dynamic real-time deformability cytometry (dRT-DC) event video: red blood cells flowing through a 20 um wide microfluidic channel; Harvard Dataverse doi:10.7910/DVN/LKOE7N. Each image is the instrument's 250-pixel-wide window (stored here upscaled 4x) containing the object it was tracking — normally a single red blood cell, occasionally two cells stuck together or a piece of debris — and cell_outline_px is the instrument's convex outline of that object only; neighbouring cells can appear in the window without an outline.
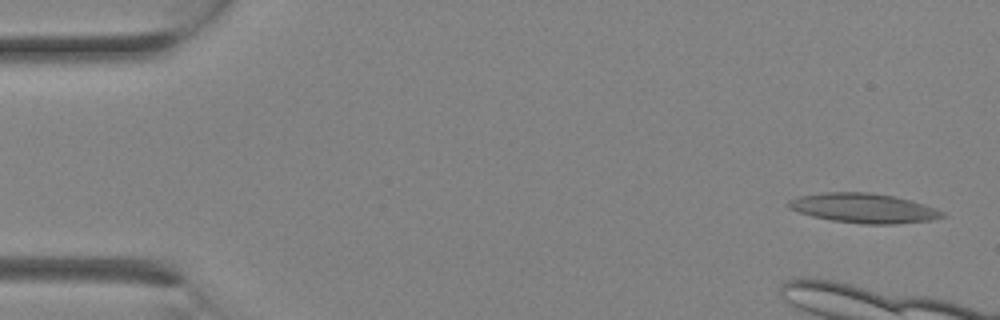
{"species": "Egyptian fruit bat (a non-hibernating species)", "species_latin": "Rousettus aegyptiacus", "temperature_condition": "room temperature", "stored_images_in_passage": 5, "camera_frame_rate_fps": 3000, "um_per_image_px": 0.085, "animal": {"sex": "female"}, "frame": {"image": 1, "passage_image": 1, "time_ms": 0.0, "image_size_px": [1000, 320], "cell_outline_px": [[948, 216], [932, 220], [896, 224], [864, 224], [832, 220], [812, 216], [788, 208], [788, 200], [800, 196], [824, 192], [868, 192], [892, 196], [924, 204], [936, 208], [944, 212]], "centroid_in_image_um": [73.44, 17.7], "position_along_channel_um": 11.6, "area_um2": 26.41}}